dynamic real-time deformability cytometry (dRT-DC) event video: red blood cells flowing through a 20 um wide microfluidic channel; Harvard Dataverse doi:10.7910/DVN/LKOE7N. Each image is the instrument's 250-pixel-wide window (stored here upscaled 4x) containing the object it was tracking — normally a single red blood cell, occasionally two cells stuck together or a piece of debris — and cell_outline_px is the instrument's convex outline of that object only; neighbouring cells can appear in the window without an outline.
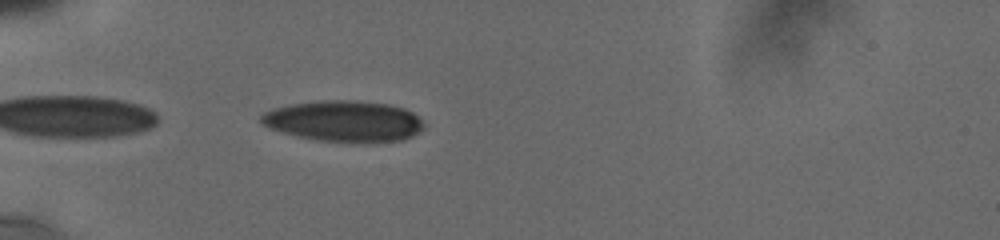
{"species": "human", "species_latin": "Homo sapiens", "temperature_condition": "cold", "stored_images_in_passage": 58, "camera_frame_rate_fps": 3000, "um_per_image_px": 0.085, "donor": {"sex": "male"}, "frame": {"image": 1, "passage_image": 2, "time_ms": 0.333, "image_size_px": [1000, 240], "cell_outline_px": [[424, 128], [420, 132], [404, 140], [376, 144], [364, 144], [320, 140], [300, 136], [284, 132], [272, 128], [264, 124], [260, 120], [260, 116], [264, 112], [272, 108], [288, 104], [316, 100], [356, 100], [388, 104], [404, 108], [412, 112], [424, 120]], "centroid_in_image_um": [29.32, 10.31], "position_along_channel_um": 55.7, "area_um2": 39.65}}
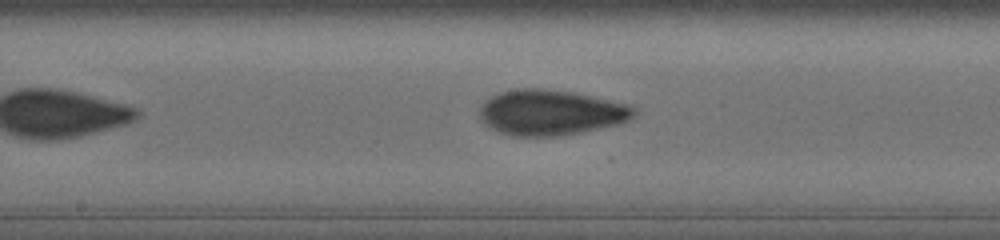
{"frame": {"image": 2, "passage_image": 20, "time_ms": 4.667, "image_size_px": [1000, 240], "cell_outline_px": [[636, 112], [628, 120], [620, 124], [560, 136], [512, 136], [496, 132], [484, 124], [480, 120], [480, 108], [492, 96], [500, 92], [524, 88], [532, 88], [568, 92], [628, 104], [636, 108]], "centroid_in_image_um": [46.79, 9.59], "position_along_channel_um": 201.4, "area_um2": 40.4}}
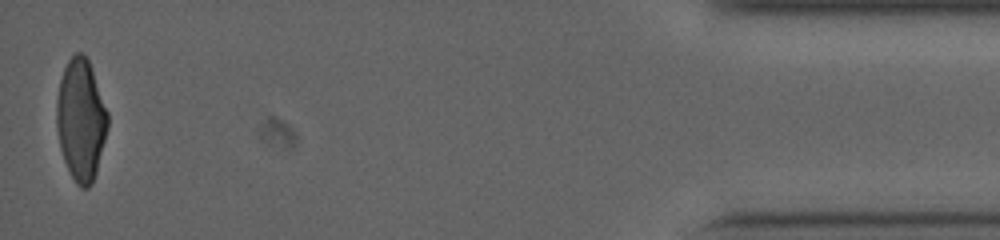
{"frame": {"image": 3, "passage_image": 58, "time_ms": 12.667, "image_size_px": [1000, 240], "cell_outline_px": [[108, 128], [96, 172], [92, 184], [88, 188], [80, 188], [76, 184], [64, 160], [60, 148], [56, 124], [56, 100], [60, 80], [64, 68], [68, 60], [76, 52], [80, 52], [88, 60], [108, 112]], "centroid_in_image_um": [6.87, 10.2], "position_along_channel_um": 428.3, "area_um2": 36.07}, "authors_computed_cell_mechanics": {"area_um2": 38.4948, "velocity_mm_per_s": 3.7845, "shape_relaxation_time_tau1_ms": 4.8115, "shape_relaxation_time_tau2_ms": 1.5872, "deformation_change_tau1": 0.162, "deformation_change_tau2": 0.0704}}